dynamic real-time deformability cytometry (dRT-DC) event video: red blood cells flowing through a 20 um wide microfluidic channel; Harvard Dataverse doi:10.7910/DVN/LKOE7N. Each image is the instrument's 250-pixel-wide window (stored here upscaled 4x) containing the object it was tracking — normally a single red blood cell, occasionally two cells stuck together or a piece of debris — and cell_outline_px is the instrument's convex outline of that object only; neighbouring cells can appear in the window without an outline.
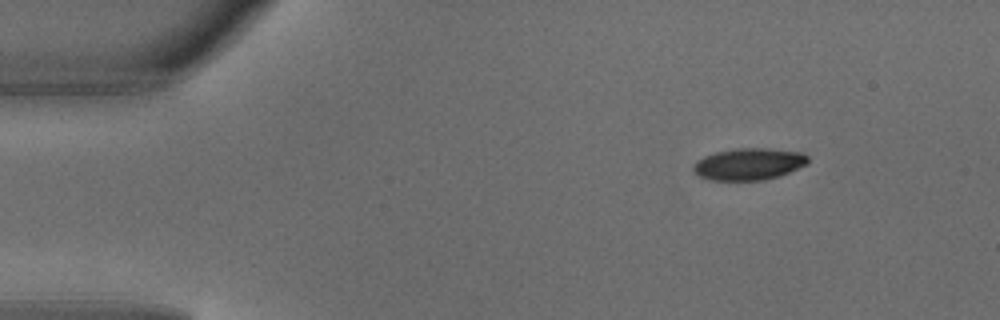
{"species": "common noctule bat (a hibernating species)", "species_latin": "Nyctalus noctula", "temperature_condition": "warm", "stored_images_in_passage": 4, "camera_frame_rate_fps": 3000, "um_per_image_px": 0.085, "animal": {"sex": "male", "body_mass_g": 18.8}, "frame": {"image": 1, "passage_image": 4, "time_ms": 1.0, "image_size_px": [1000, 320], "cell_outline_px": [[808, 164], [780, 176], [764, 180], [712, 180], [696, 176], [692, 172], [692, 164], [696, 160], [704, 156], [716, 152], [736, 148], [768, 148], [804, 152], [808, 156]], "centroid_in_image_um": [63.63, 13.94], "position_along_channel_um": 21.4, "area_um2": 21.68}}